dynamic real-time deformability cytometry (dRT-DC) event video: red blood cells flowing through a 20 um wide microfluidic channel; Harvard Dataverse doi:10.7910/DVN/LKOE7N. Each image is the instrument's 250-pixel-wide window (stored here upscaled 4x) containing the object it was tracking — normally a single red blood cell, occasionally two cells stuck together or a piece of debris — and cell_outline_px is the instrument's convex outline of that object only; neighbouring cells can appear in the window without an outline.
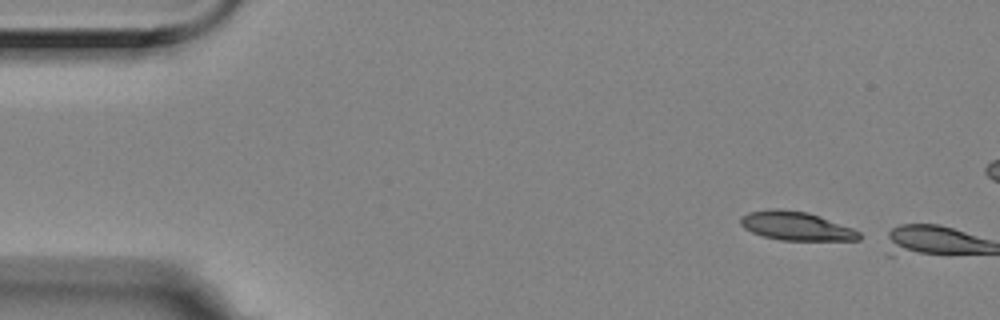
{"species": "Egyptian fruit bat (a non-hibernating species)", "species_latin": "Rousettus aegyptiacus", "temperature_condition": "room temperature", "stored_images_in_passage": 2, "camera_frame_rate_fps": 3000, "um_per_image_px": 0.085, "animal": {"sex": "female"}, "frame": {"image": 1, "passage_image": 1, "time_ms": 0.0, "image_size_px": [1000, 320], "cell_outline_px": [[860, 240], [780, 240], [764, 236], [752, 232], [744, 228], [740, 224], [740, 216], [748, 212], [772, 208], [780, 208], [808, 212], [852, 228], [860, 232]], "centroid_in_image_um": [67.63, 19.2], "position_along_channel_um": 17.4, "area_um2": 19.83}}